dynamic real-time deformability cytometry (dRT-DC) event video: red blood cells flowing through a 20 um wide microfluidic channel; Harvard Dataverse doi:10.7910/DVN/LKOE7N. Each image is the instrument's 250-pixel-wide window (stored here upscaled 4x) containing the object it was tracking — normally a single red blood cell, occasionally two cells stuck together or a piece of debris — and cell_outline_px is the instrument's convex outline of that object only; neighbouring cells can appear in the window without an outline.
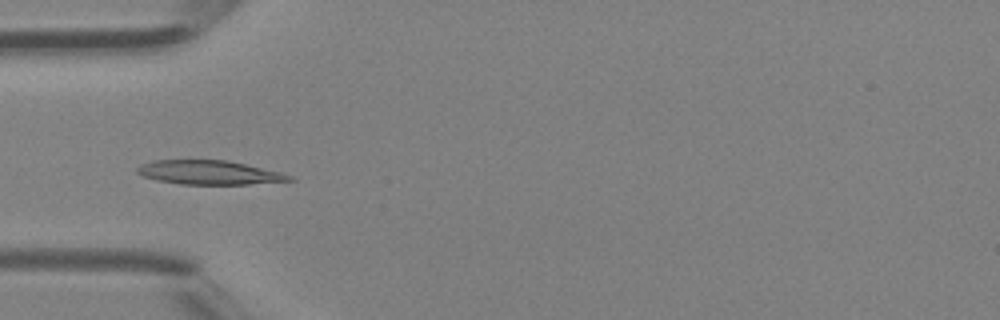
{"species": "Egyptian fruit bat (a non-hibernating species)", "species_latin": "Rousettus aegyptiacus", "temperature_condition": "room temperature", "stored_images_in_passage": 46, "camera_frame_rate_fps": 3000, "um_per_image_px": 0.085, "animal": {"sex": "female"}, "frame": {"image": 1, "passage_image": 14, "time_ms": 4.333, "image_size_px": [1000, 320], "cell_outline_px": [[296, 180], [248, 184], [180, 184], [156, 180], [144, 176], [136, 172], [136, 168], [144, 164], [156, 160], [228, 160], [280, 172], [292, 176]], "centroid_in_image_um": [17.79, 14.66], "position_along_channel_um": 67.2, "area_um2": 21.1}}
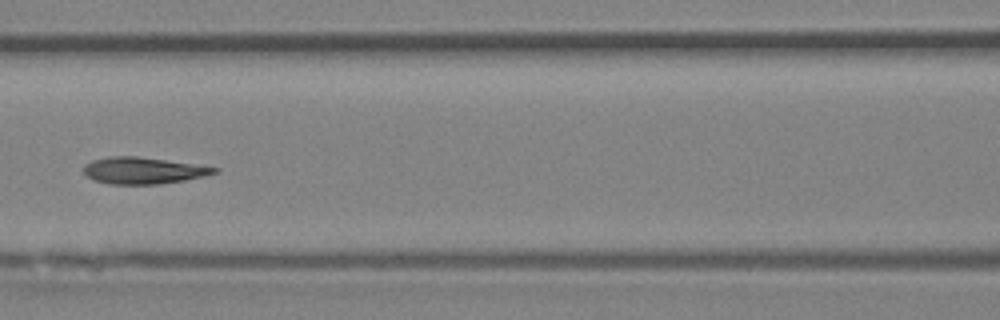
{"frame": {"image": 2, "passage_image": 20, "time_ms": 6.333, "image_size_px": [1000, 320], "cell_outline_px": [[220, 168], [216, 172], [204, 176], [184, 180], [160, 184], [108, 184], [96, 180], [88, 176], [84, 172], [84, 164], [92, 160], [108, 156], [136, 156]], "centroid_in_image_um": [12.14, 14.49], "position_along_channel_um": 154.5, "area_um2": 20.0}}
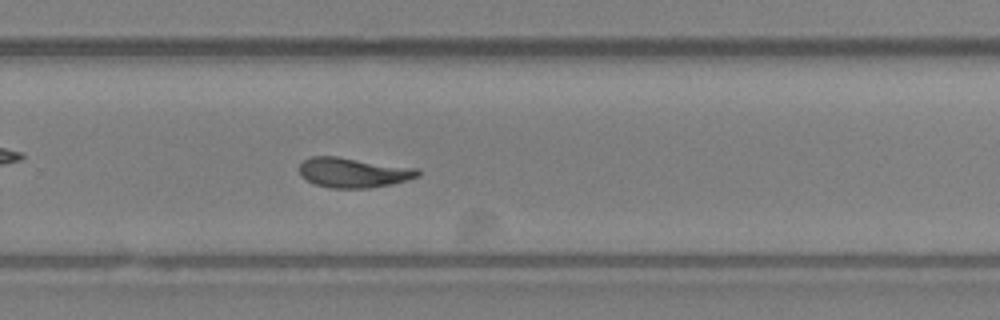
{"frame": {"image": 3, "passage_image": 30, "time_ms": 9.667, "image_size_px": [1000, 320], "cell_outline_px": [[420, 176], [392, 184], [368, 188], [328, 188], [316, 184], [308, 180], [300, 172], [300, 164], [304, 160], [312, 156], [336, 156], [416, 168], [420, 172]], "centroid_in_image_um": [30.05, 14.67], "position_along_channel_um": 299.8, "area_um2": 20.4}, "authors_computed_cell_mechanics": {"area_um2": 20.7502, "velocity_mm_per_s": 4.3816, "shape_relaxation_time_tau1_ms": 3.4028, "shape_relaxation_time_tau2_ms": 1.6586, "deformation_change_tau1": 0.1453, "deformation_change_tau2": 0.0662}}